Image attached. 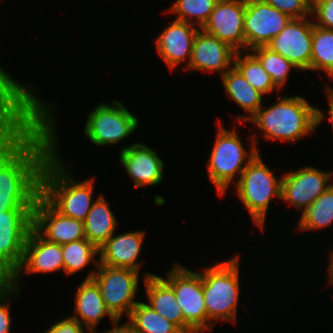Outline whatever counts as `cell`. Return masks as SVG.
<instances>
[{"label":"cell","mask_w":333,"mask_h":333,"mask_svg":"<svg viewBox=\"0 0 333 333\" xmlns=\"http://www.w3.org/2000/svg\"><path fill=\"white\" fill-rule=\"evenodd\" d=\"M333 172L316 169L312 166L282 174L281 200L301 210V214L317 200L333 183Z\"/></svg>","instance_id":"8fae6325"},{"label":"cell","mask_w":333,"mask_h":333,"mask_svg":"<svg viewBox=\"0 0 333 333\" xmlns=\"http://www.w3.org/2000/svg\"><path fill=\"white\" fill-rule=\"evenodd\" d=\"M236 51L202 29L194 39L187 70L217 72L223 76L232 66Z\"/></svg>","instance_id":"d6986e66"},{"label":"cell","mask_w":333,"mask_h":333,"mask_svg":"<svg viewBox=\"0 0 333 333\" xmlns=\"http://www.w3.org/2000/svg\"><path fill=\"white\" fill-rule=\"evenodd\" d=\"M290 17L264 0H246L244 16L245 52L266 44L277 36Z\"/></svg>","instance_id":"4fadbf2b"},{"label":"cell","mask_w":333,"mask_h":333,"mask_svg":"<svg viewBox=\"0 0 333 333\" xmlns=\"http://www.w3.org/2000/svg\"><path fill=\"white\" fill-rule=\"evenodd\" d=\"M312 19L315 25L333 30V0H312Z\"/></svg>","instance_id":"e575fe53"},{"label":"cell","mask_w":333,"mask_h":333,"mask_svg":"<svg viewBox=\"0 0 333 333\" xmlns=\"http://www.w3.org/2000/svg\"><path fill=\"white\" fill-rule=\"evenodd\" d=\"M219 127L215 137V142L211 150L209 162H207V172L211 183L215 186L218 195L223 197L230 185L239 180L247 165L259 153L257 149L256 133L248 137L251 143L249 151L245 150L243 143L234 129L222 127L218 119ZM238 177V178H237ZM237 178L236 181H234Z\"/></svg>","instance_id":"5b68a950"},{"label":"cell","mask_w":333,"mask_h":333,"mask_svg":"<svg viewBox=\"0 0 333 333\" xmlns=\"http://www.w3.org/2000/svg\"><path fill=\"white\" fill-rule=\"evenodd\" d=\"M287 14L290 18H306L312 15V0H264Z\"/></svg>","instance_id":"d6a6232c"},{"label":"cell","mask_w":333,"mask_h":333,"mask_svg":"<svg viewBox=\"0 0 333 333\" xmlns=\"http://www.w3.org/2000/svg\"><path fill=\"white\" fill-rule=\"evenodd\" d=\"M145 239L142 231L115 233L99 248V265L130 268L140 272L138 258Z\"/></svg>","instance_id":"ffe728a7"},{"label":"cell","mask_w":333,"mask_h":333,"mask_svg":"<svg viewBox=\"0 0 333 333\" xmlns=\"http://www.w3.org/2000/svg\"><path fill=\"white\" fill-rule=\"evenodd\" d=\"M139 276L138 271L130 268L98 265L85 279H93L96 282L107 309L116 319H121L125 314L128 317L139 302L135 300Z\"/></svg>","instance_id":"52a82bcc"},{"label":"cell","mask_w":333,"mask_h":333,"mask_svg":"<svg viewBox=\"0 0 333 333\" xmlns=\"http://www.w3.org/2000/svg\"><path fill=\"white\" fill-rule=\"evenodd\" d=\"M281 182L282 176L276 177L258 153L234 185L239 200L261 230L265 226L272 198L281 200Z\"/></svg>","instance_id":"8992f818"},{"label":"cell","mask_w":333,"mask_h":333,"mask_svg":"<svg viewBox=\"0 0 333 333\" xmlns=\"http://www.w3.org/2000/svg\"><path fill=\"white\" fill-rule=\"evenodd\" d=\"M16 296L19 298L20 290L12 285L0 290V333H10L12 318L9 299L18 300Z\"/></svg>","instance_id":"836d02e7"},{"label":"cell","mask_w":333,"mask_h":333,"mask_svg":"<svg viewBox=\"0 0 333 333\" xmlns=\"http://www.w3.org/2000/svg\"><path fill=\"white\" fill-rule=\"evenodd\" d=\"M10 74L0 66V101L19 105H28L29 97L33 94L34 86L25 85L14 80Z\"/></svg>","instance_id":"1f68e13d"},{"label":"cell","mask_w":333,"mask_h":333,"mask_svg":"<svg viewBox=\"0 0 333 333\" xmlns=\"http://www.w3.org/2000/svg\"><path fill=\"white\" fill-rule=\"evenodd\" d=\"M244 55L242 56V54ZM236 52L233 66L247 80V82L263 95L269 94L276 89L280 91L271 80V77L262 67L260 61L250 52Z\"/></svg>","instance_id":"d4e9b609"},{"label":"cell","mask_w":333,"mask_h":333,"mask_svg":"<svg viewBox=\"0 0 333 333\" xmlns=\"http://www.w3.org/2000/svg\"><path fill=\"white\" fill-rule=\"evenodd\" d=\"M79 286L74 302V313L76 314H72V318L90 331H95L99 322L107 316L111 322L116 319L107 309L100 288L93 279H84Z\"/></svg>","instance_id":"7402d4cb"},{"label":"cell","mask_w":333,"mask_h":333,"mask_svg":"<svg viewBox=\"0 0 333 333\" xmlns=\"http://www.w3.org/2000/svg\"><path fill=\"white\" fill-rule=\"evenodd\" d=\"M121 319H115L112 322L113 328L100 333H138L133 325L127 320L125 323H120ZM120 323V324H119Z\"/></svg>","instance_id":"74e56055"},{"label":"cell","mask_w":333,"mask_h":333,"mask_svg":"<svg viewBox=\"0 0 333 333\" xmlns=\"http://www.w3.org/2000/svg\"><path fill=\"white\" fill-rule=\"evenodd\" d=\"M33 228V209L0 210V266L12 277Z\"/></svg>","instance_id":"30bf717a"},{"label":"cell","mask_w":333,"mask_h":333,"mask_svg":"<svg viewBox=\"0 0 333 333\" xmlns=\"http://www.w3.org/2000/svg\"><path fill=\"white\" fill-rule=\"evenodd\" d=\"M333 223V184L322 193L301 215L300 231L318 230Z\"/></svg>","instance_id":"484cf974"},{"label":"cell","mask_w":333,"mask_h":333,"mask_svg":"<svg viewBox=\"0 0 333 333\" xmlns=\"http://www.w3.org/2000/svg\"><path fill=\"white\" fill-rule=\"evenodd\" d=\"M218 0H175L169 12L174 13L177 20L184 21L202 29L208 21Z\"/></svg>","instance_id":"4dcf8cb0"},{"label":"cell","mask_w":333,"mask_h":333,"mask_svg":"<svg viewBox=\"0 0 333 333\" xmlns=\"http://www.w3.org/2000/svg\"><path fill=\"white\" fill-rule=\"evenodd\" d=\"M236 256V257H235ZM228 260L206 266L201 273L203 294L207 311V330L215 325V321L237 323V305H239L240 255Z\"/></svg>","instance_id":"277c9868"},{"label":"cell","mask_w":333,"mask_h":333,"mask_svg":"<svg viewBox=\"0 0 333 333\" xmlns=\"http://www.w3.org/2000/svg\"><path fill=\"white\" fill-rule=\"evenodd\" d=\"M99 249L88 239H82L62 245L64 272L71 276L91 264L99 265Z\"/></svg>","instance_id":"83f0119b"},{"label":"cell","mask_w":333,"mask_h":333,"mask_svg":"<svg viewBox=\"0 0 333 333\" xmlns=\"http://www.w3.org/2000/svg\"><path fill=\"white\" fill-rule=\"evenodd\" d=\"M250 52L260 61L262 67L279 90L286 85L285 83L290 77L291 68L297 69L289 60L266 46L255 47Z\"/></svg>","instance_id":"f546056e"},{"label":"cell","mask_w":333,"mask_h":333,"mask_svg":"<svg viewBox=\"0 0 333 333\" xmlns=\"http://www.w3.org/2000/svg\"><path fill=\"white\" fill-rule=\"evenodd\" d=\"M27 105L0 101V131Z\"/></svg>","instance_id":"8d00e7d4"},{"label":"cell","mask_w":333,"mask_h":333,"mask_svg":"<svg viewBox=\"0 0 333 333\" xmlns=\"http://www.w3.org/2000/svg\"><path fill=\"white\" fill-rule=\"evenodd\" d=\"M12 277L0 266V290L11 286Z\"/></svg>","instance_id":"ab89813d"},{"label":"cell","mask_w":333,"mask_h":333,"mask_svg":"<svg viewBox=\"0 0 333 333\" xmlns=\"http://www.w3.org/2000/svg\"><path fill=\"white\" fill-rule=\"evenodd\" d=\"M326 90V95H327V99H328V104H329V108H328V119L331 122V128H332V132H333V88H331L330 86H327Z\"/></svg>","instance_id":"f35d334b"},{"label":"cell","mask_w":333,"mask_h":333,"mask_svg":"<svg viewBox=\"0 0 333 333\" xmlns=\"http://www.w3.org/2000/svg\"><path fill=\"white\" fill-rule=\"evenodd\" d=\"M246 0H218L202 30L227 43L236 52H244V16Z\"/></svg>","instance_id":"5bb4252c"},{"label":"cell","mask_w":333,"mask_h":333,"mask_svg":"<svg viewBox=\"0 0 333 333\" xmlns=\"http://www.w3.org/2000/svg\"><path fill=\"white\" fill-rule=\"evenodd\" d=\"M314 20L291 18L266 47L289 60L300 71H310Z\"/></svg>","instance_id":"7c38bea8"},{"label":"cell","mask_w":333,"mask_h":333,"mask_svg":"<svg viewBox=\"0 0 333 333\" xmlns=\"http://www.w3.org/2000/svg\"><path fill=\"white\" fill-rule=\"evenodd\" d=\"M139 119L128 111L121 101L110 105L100 103L88 114L85 136L96 146L114 145L131 136L139 128Z\"/></svg>","instance_id":"ba28073f"},{"label":"cell","mask_w":333,"mask_h":333,"mask_svg":"<svg viewBox=\"0 0 333 333\" xmlns=\"http://www.w3.org/2000/svg\"><path fill=\"white\" fill-rule=\"evenodd\" d=\"M87 332L85 333H97V331H90V330H86Z\"/></svg>","instance_id":"b9f144b4"},{"label":"cell","mask_w":333,"mask_h":333,"mask_svg":"<svg viewBox=\"0 0 333 333\" xmlns=\"http://www.w3.org/2000/svg\"><path fill=\"white\" fill-rule=\"evenodd\" d=\"M118 158L136 188L159 185L164 178V162L156 151L143 143L133 142L123 147Z\"/></svg>","instance_id":"e0dca14e"},{"label":"cell","mask_w":333,"mask_h":333,"mask_svg":"<svg viewBox=\"0 0 333 333\" xmlns=\"http://www.w3.org/2000/svg\"><path fill=\"white\" fill-rule=\"evenodd\" d=\"M33 228L47 241L60 245L86 238L83 221L62 215L41 194L33 207Z\"/></svg>","instance_id":"2e32d148"},{"label":"cell","mask_w":333,"mask_h":333,"mask_svg":"<svg viewBox=\"0 0 333 333\" xmlns=\"http://www.w3.org/2000/svg\"><path fill=\"white\" fill-rule=\"evenodd\" d=\"M143 282L149 301L146 304L185 333L182 309L176 300L172 286L163 277L149 272L144 274Z\"/></svg>","instance_id":"44dd1931"},{"label":"cell","mask_w":333,"mask_h":333,"mask_svg":"<svg viewBox=\"0 0 333 333\" xmlns=\"http://www.w3.org/2000/svg\"><path fill=\"white\" fill-rule=\"evenodd\" d=\"M54 150L50 127L29 105L0 131L1 211L33 209L43 164Z\"/></svg>","instance_id":"6da1fadb"},{"label":"cell","mask_w":333,"mask_h":333,"mask_svg":"<svg viewBox=\"0 0 333 333\" xmlns=\"http://www.w3.org/2000/svg\"><path fill=\"white\" fill-rule=\"evenodd\" d=\"M85 327L76 319L68 316L53 323L44 333H85Z\"/></svg>","instance_id":"d590c367"},{"label":"cell","mask_w":333,"mask_h":333,"mask_svg":"<svg viewBox=\"0 0 333 333\" xmlns=\"http://www.w3.org/2000/svg\"><path fill=\"white\" fill-rule=\"evenodd\" d=\"M28 105L47 123L55 140V150L41 170L40 194L62 215L84 221L95 202L94 178L76 181L71 176V169L62 161L57 145L56 117L52 113L55 105L43 103L34 93L29 97Z\"/></svg>","instance_id":"7a4b0ae2"},{"label":"cell","mask_w":333,"mask_h":333,"mask_svg":"<svg viewBox=\"0 0 333 333\" xmlns=\"http://www.w3.org/2000/svg\"><path fill=\"white\" fill-rule=\"evenodd\" d=\"M138 333H183L145 302H138L127 319Z\"/></svg>","instance_id":"4316f807"},{"label":"cell","mask_w":333,"mask_h":333,"mask_svg":"<svg viewBox=\"0 0 333 333\" xmlns=\"http://www.w3.org/2000/svg\"><path fill=\"white\" fill-rule=\"evenodd\" d=\"M61 270L64 272L62 245L47 241L32 228L25 243L22 262L11 278V285L20 289L23 274Z\"/></svg>","instance_id":"9a60e30c"},{"label":"cell","mask_w":333,"mask_h":333,"mask_svg":"<svg viewBox=\"0 0 333 333\" xmlns=\"http://www.w3.org/2000/svg\"><path fill=\"white\" fill-rule=\"evenodd\" d=\"M199 30L194 25L174 19L154 39L156 51L170 71L185 61V68L188 67L194 39Z\"/></svg>","instance_id":"ac0fdd59"},{"label":"cell","mask_w":333,"mask_h":333,"mask_svg":"<svg viewBox=\"0 0 333 333\" xmlns=\"http://www.w3.org/2000/svg\"><path fill=\"white\" fill-rule=\"evenodd\" d=\"M311 71H321L333 79V30L314 24L312 34Z\"/></svg>","instance_id":"f1b7e54d"},{"label":"cell","mask_w":333,"mask_h":333,"mask_svg":"<svg viewBox=\"0 0 333 333\" xmlns=\"http://www.w3.org/2000/svg\"><path fill=\"white\" fill-rule=\"evenodd\" d=\"M224 90L229 100H233L241 109L248 114L240 115L237 122L248 121L263 104V94L254 89L240 72L232 66L220 77Z\"/></svg>","instance_id":"603a6c76"},{"label":"cell","mask_w":333,"mask_h":333,"mask_svg":"<svg viewBox=\"0 0 333 333\" xmlns=\"http://www.w3.org/2000/svg\"><path fill=\"white\" fill-rule=\"evenodd\" d=\"M83 223L86 239L98 249L116 232L118 225L116 216L102 194L95 199Z\"/></svg>","instance_id":"cb8c5ba5"},{"label":"cell","mask_w":333,"mask_h":333,"mask_svg":"<svg viewBox=\"0 0 333 333\" xmlns=\"http://www.w3.org/2000/svg\"><path fill=\"white\" fill-rule=\"evenodd\" d=\"M329 263H328V285H332L333 286V250L330 252L329 255Z\"/></svg>","instance_id":"60d3db41"},{"label":"cell","mask_w":333,"mask_h":333,"mask_svg":"<svg viewBox=\"0 0 333 333\" xmlns=\"http://www.w3.org/2000/svg\"><path fill=\"white\" fill-rule=\"evenodd\" d=\"M324 118L321 109L295 95L278 98L276 103L266 108L261 106L248 122L261 130L264 140L296 143L304 136L312 135Z\"/></svg>","instance_id":"3957f363"},{"label":"cell","mask_w":333,"mask_h":333,"mask_svg":"<svg viewBox=\"0 0 333 333\" xmlns=\"http://www.w3.org/2000/svg\"><path fill=\"white\" fill-rule=\"evenodd\" d=\"M185 320V333L207 331V311L203 294V280L199 271L185 268L179 263L166 273Z\"/></svg>","instance_id":"9c48e42d"}]
</instances>
